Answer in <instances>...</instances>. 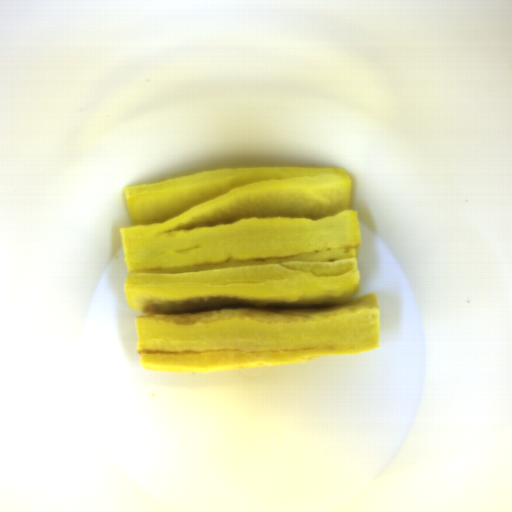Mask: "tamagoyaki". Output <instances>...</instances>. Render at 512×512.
I'll return each instance as SVG.
<instances>
[{"label":"tamagoyaki","instance_id":"1","mask_svg":"<svg viewBox=\"0 0 512 512\" xmlns=\"http://www.w3.org/2000/svg\"><path fill=\"white\" fill-rule=\"evenodd\" d=\"M117 230L143 369L210 372L377 351L339 167L214 168L123 186Z\"/></svg>","mask_w":512,"mask_h":512}]
</instances>
